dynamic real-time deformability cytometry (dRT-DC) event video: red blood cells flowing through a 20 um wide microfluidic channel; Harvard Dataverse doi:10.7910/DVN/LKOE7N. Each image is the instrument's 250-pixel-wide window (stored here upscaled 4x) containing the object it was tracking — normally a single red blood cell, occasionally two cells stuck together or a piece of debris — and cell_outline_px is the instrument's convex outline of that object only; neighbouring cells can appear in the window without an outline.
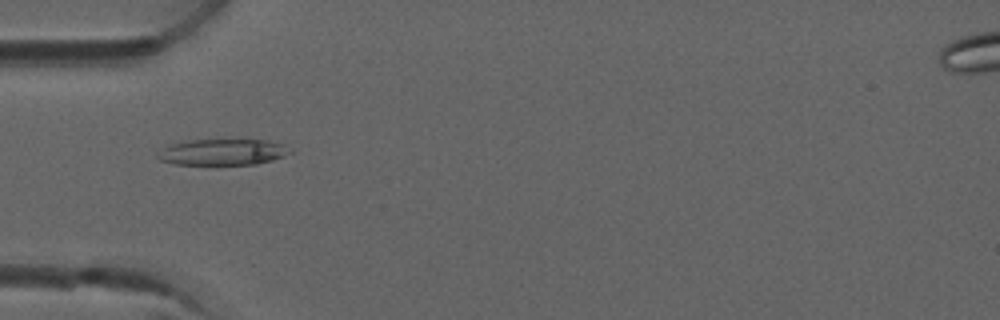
{"species": "common noctule bat (a hibernating species)", "species_latin": "Nyctalus noctula", "temperature_condition": "room temperature", "stored_images_in_passage": 7, "camera_frame_rate_fps": 3000, "um_per_image_px": 0.085, "animal": {"sex": "male", "forearm_length_mm": 52.5}, "frame": {"image": 1, "passage_image": 4, "time_ms": 1.0, "image_size_px": [1000, 320], "cell_outline_px": [[292, 152], [284, 156], [272, 160], [256, 164], [176, 164], [160, 160], [156, 156], [168, 144], [188, 140], [264, 140], [280, 144]], "centroid_in_image_um": [18.88, 12.93], "position_along_channel_um": 66.1, "area_um2": 19.77}}
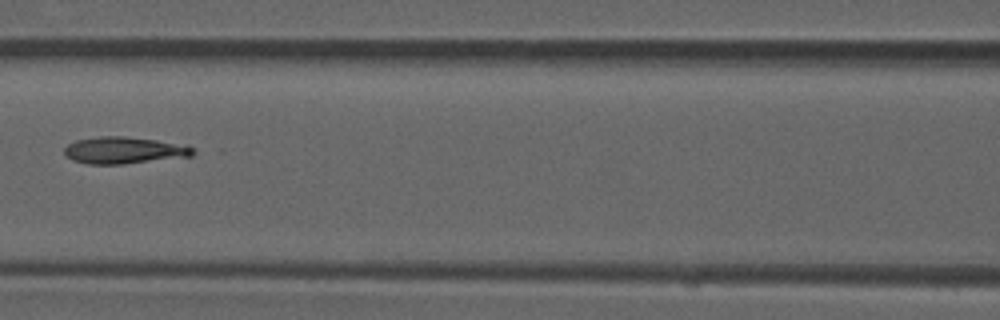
{"frame": {"image": 2, "passage_image": 6, "time_ms": 1.667, "image_size_px": [1000, 320], "cell_outline_px": [[196, 152], [192, 156], [120, 164], [88, 164], [72, 160], [64, 152], [64, 148], [68, 144], [76, 140], [100, 136], [124, 136], [188, 144]], "centroid_in_image_um": [10.57, 12.76], "position_along_channel_um": 156.0, "area_um2": 20.11}}
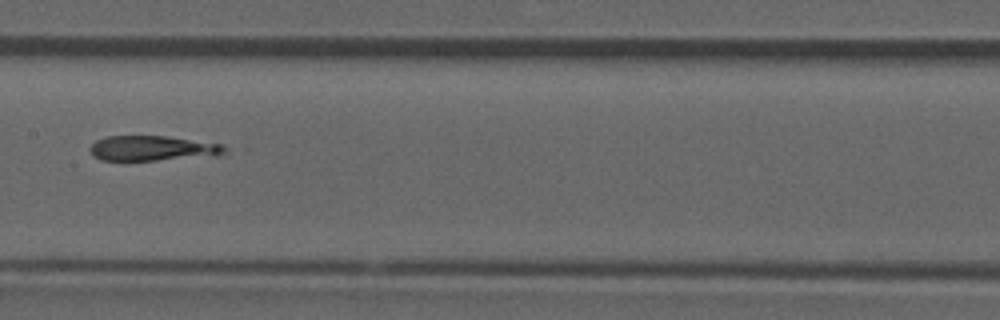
{"frame": {"image": 3, "passage_image": 7, "time_ms": 2.0, "image_size_px": [1000, 320], "cell_outline_px": [[232, 148], [216, 156], [156, 160], [100, 160], [92, 156], [88, 152], [88, 148], [96, 140], [108, 136], [164, 136], [224, 144]], "centroid_in_image_um": [12.98, 12.61], "position_along_channel_um": 194.4, "area_um2": 19.94}}